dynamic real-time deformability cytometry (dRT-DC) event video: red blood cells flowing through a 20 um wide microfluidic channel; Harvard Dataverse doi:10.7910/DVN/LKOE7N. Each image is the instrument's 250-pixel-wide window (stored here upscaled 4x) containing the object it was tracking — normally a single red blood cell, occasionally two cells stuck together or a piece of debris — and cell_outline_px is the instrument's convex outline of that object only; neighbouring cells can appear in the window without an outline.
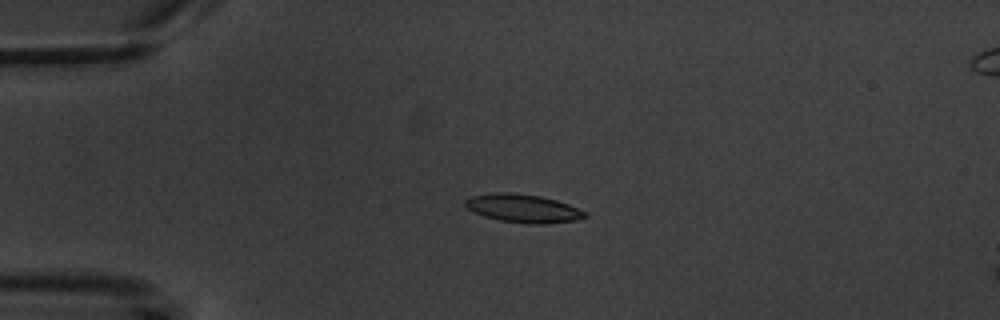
{"species": "common noctule bat (a hibernating species)", "species_latin": "Nyctalus noctula", "temperature_condition": "warm", "stored_images_in_passage": 4, "camera_frame_rate_fps": 3000, "um_per_image_px": 0.085, "animal": {"sex": "male", "body_mass_g": 20.1, "forearm_length_mm": 53.5}, "frame": {"image": 1, "passage_image": 2, "time_ms": 1.333, "image_size_px": [1000, 320], "cell_outline_px": [[588, 216], [576, 220], [544, 224], [528, 224], [500, 220], [484, 216], [472, 212], [464, 204], [464, 200], [472, 196], [496, 192], [512, 192], [540, 196], [556, 200], [568, 204], [588, 212]], "centroid_in_image_um": [44.47, 17.71], "position_along_channel_um": 40.5, "area_um2": 19.83}}